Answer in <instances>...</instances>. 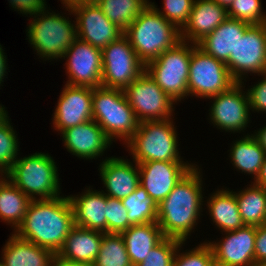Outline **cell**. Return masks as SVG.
I'll use <instances>...</instances> for the list:
<instances>
[{
	"label": "cell",
	"mask_w": 266,
	"mask_h": 266,
	"mask_svg": "<svg viewBox=\"0 0 266 266\" xmlns=\"http://www.w3.org/2000/svg\"><path fill=\"white\" fill-rule=\"evenodd\" d=\"M74 226L73 210L67 197L33 199L22 223L14 231L20 238L51 250L55 255Z\"/></svg>",
	"instance_id": "1"
},
{
	"label": "cell",
	"mask_w": 266,
	"mask_h": 266,
	"mask_svg": "<svg viewBox=\"0 0 266 266\" xmlns=\"http://www.w3.org/2000/svg\"><path fill=\"white\" fill-rule=\"evenodd\" d=\"M199 173L194 166L158 204L156 222L164 237L185 242L197 225L203 202L202 179Z\"/></svg>",
	"instance_id": "2"
},
{
	"label": "cell",
	"mask_w": 266,
	"mask_h": 266,
	"mask_svg": "<svg viewBox=\"0 0 266 266\" xmlns=\"http://www.w3.org/2000/svg\"><path fill=\"white\" fill-rule=\"evenodd\" d=\"M124 35L145 65L181 41L180 30L150 3L124 31Z\"/></svg>",
	"instance_id": "3"
},
{
	"label": "cell",
	"mask_w": 266,
	"mask_h": 266,
	"mask_svg": "<svg viewBox=\"0 0 266 266\" xmlns=\"http://www.w3.org/2000/svg\"><path fill=\"white\" fill-rule=\"evenodd\" d=\"M92 116L111 141L117 137L127 142L140 123L123 90L103 86L93 88Z\"/></svg>",
	"instance_id": "4"
},
{
	"label": "cell",
	"mask_w": 266,
	"mask_h": 266,
	"mask_svg": "<svg viewBox=\"0 0 266 266\" xmlns=\"http://www.w3.org/2000/svg\"><path fill=\"white\" fill-rule=\"evenodd\" d=\"M53 158L45 153H35L17 159L6 173L10 180L29 198L51 199L59 197L58 171Z\"/></svg>",
	"instance_id": "5"
},
{
	"label": "cell",
	"mask_w": 266,
	"mask_h": 266,
	"mask_svg": "<svg viewBox=\"0 0 266 266\" xmlns=\"http://www.w3.org/2000/svg\"><path fill=\"white\" fill-rule=\"evenodd\" d=\"M173 121H142L134 135L126 142L133 161L183 162L177 148V134Z\"/></svg>",
	"instance_id": "6"
},
{
	"label": "cell",
	"mask_w": 266,
	"mask_h": 266,
	"mask_svg": "<svg viewBox=\"0 0 266 266\" xmlns=\"http://www.w3.org/2000/svg\"><path fill=\"white\" fill-rule=\"evenodd\" d=\"M190 45L181 40L145 65V71L175 102L188 96L189 65L193 51L192 43Z\"/></svg>",
	"instance_id": "7"
},
{
	"label": "cell",
	"mask_w": 266,
	"mask_h": 266,
	"mask_svg": "<svg viewBox=\"0 0 266 266\" xmlns=\"http://www.w3.org/2000/svg\"><path fill=\"white\" fill-rule=\"evenodd\" d=\"M34 17L28 26L29 29L27 28L30 44L41 58H62L78 38L76 25L58 13H49L46 10Z\"/></svg>",
	"instance_id": "8"
},
{
	"label": "cell",
	"mask_w": 266,
	"mask_h": 266,
	"mask_svg": "<svg viewBox=\"0 0 266 266\" xmlns=\"http://www.w3.org/2000/svg\"><path fill=\"white\" fill-rule=\"evenodd\" d=\"M236 81L226 63L205 53L193 44L190 58L188 95L208 98L228 90Z\"/></svg>",
	"instance_id": "9"
},
{
	"label": "cell",
	"mask_w": 266,
	"mask_h": 266,
	"mask_svg": "<svg viewBox=\"0 0 266 266\" xmlns=\"http://www.w3.org/2000/svg\"><path fill=\"white\" fill-rule=\"evenodd\" d=\"M145 71L129 39L122 35L102 49V86L126 89Z\"/></svg>",
	"instance_id": "10"
},
{
	"label": "cell",
	"mask_w": 266,
	"mask_h": 266,
	"mask_svg": "<svg viewBox=\"0 0 266 266\" xmlns=\"http://www.w3.org/2000/svg\"><path fill=\"white\" fill-rule=\"evenodd\" d=\"M123 92L139 122L171 118L175 101L157 85L146 71Z\"/></svg>",
	"instance_id": "11"
},
{
	"label": "cell",
	"mask_w": 266,
	"mask_h": 266,
	"mask_svg": "<svg viewBox=\"0 0 266 266\" xmlns=\"http://www.w3.org/2000/svg\"><path fill=\"white\" fill-rule=\"evenodd\" d=\"M226 66L232 78L242 84V75L251 72L262 76L266 72V23L251 25L245 31Z\"/></svg>",
	"instance_id": "12"
},
{
	"label": "cell",
	"mask_w": 266,
	"mask_h": 266,
	"mask_svg": "<svg viewBox=\"0 0 266 266\" xmlns=\"http://www.w3.org/2000/svg\"><path fill=\"white\" fill-rule=\"evenodd\" d=\"M68 59L66 84L96 88L102 86V50L77 38L65 52Z\"/></svg>",
	"instance_id": "13"
},
{
	"label": "cell",
	"mask_w": 266,
	"mask_h": 266,
	"mask_svg": "<svg viewBox=\"0 0 266 266\" xmlns=\"http://www.w3.org/2000/svg\"><path fill=\"white\" fill-rule=\"evenodd\" d=\"M76 18L77 37L94 47L103 49L118 40L124 31L112 23L94 2L82 3L68 8Z\"/></svg>",
	"instance_id": "14"
},
{
	"label": "cell",
	"mask_w": 266,
	"mask_h": 266,
	"mask_svg": "<svg viewBox=\"0 0 266 266\" xmlns=\"http://www.w3.org/2000/svg\"><path fill=\"white\" fill-rule=\"evenodd\" d=\"M241 82H236L228 90L209 97L213 99L210 119L219 129L239 132L249 123V99L243 93Z\"/></svg>",
	"instance_id": "15"
},
{
	"label": "cell",
	"mask_w": 266,
	"mask_h": 266,
	"mask_svg": "<svg viewBox=\"0 0 266 266\" xmlns=\"http://www.w3.org/2000/svg\"><path fill=\"white\" fill-rule=\"evenodd\" d=\"M194 165L183 162L147 161L138 163L140 185L159 204Z\"/></svg>",
	"instance_id": "16"
},
{
	"label": "cell",
	"mask_w": 266,
	"mask_h": 266,
	"mask_svg": "<svg viewBox=\"0 0 266 266\" xmlns=\"http://www.w3.org/2000/svg\"><path fill=\"white\" fill-rule=\"evenodd\" d=\"M257 226L244 225L218 243L208 244L214 254L215 266H252L255 263V239ZM228 234V235H227Z\"/></svg>",
	"instance_id": "17"
},
{
	"label": "cell",
	"mask_w": 266,
	"mask_h": 266,
	"mask_svg": "<svg viewBox=\"0 0 266 266\" xmlns=\"http://www.w3.org/2000/svg\"><path fill=\"white\" fill-rule=\"evenodd\" d=\"M93 88L65 84L54 111L53 125L61 133L93 119Z\"/></svg>",
	"instance_id": "18"
},
{
	"label": "cell",
	"mask_w": 266,
	"mask_h": 266,
	"mask_svg": "<svg viewBox=\"0 0 266 266\" xmlns=\"http://www.w3.org/2000/svg\"><path fill=\"white\" fill-rule=\"evenodd\" d=\"M64 146L72 155L83 159L102 156L112 141L93 119L68 128L62 133Z\"/></svg>",
	"instance_id": "19"
},
{
	"label": "cell",
	"mask_w": 266,
	"mask_h": 266,
	"mask_svg": "<svg viewBox=\"0 0 266 266\" xmlns=\"http://www.w3.org/2000/svg\"><path fill=\"white\" fill-rule=\"evenodd\" d=\"M227 18V9L213 0H194L188 21L180 30L181 40L197 44Z\"/></svg>",
	"instance_id": "20"
},
{
	"label": "cell",
	"mask_w": 266,
	"mask_h": 266,
	"mask_svg": "<svg viewBox=\"0 0 266 266\" xmlns=\"http://www.w3.org/2000/svg\"><path fill=\"white\" fill-rule=\"evenodd\" d=\"M122 158L111 157L100 164V175L106 187L105 195L116 199L128 197L140 184L139 168Z\"/></svg>",
	"instance_id": "21"
},
{
	"label": "cell",
	"mask_w": 266,
	"mask_h": 266,
	"mask_svg": "<svg viewBox=\"0 0 266 266\" xmlns=\"http://www.w3.org/2000/svg\"><path fill=\"white\" fill-rule=\"evenodd\" d=\"M251 25L228 17L214 31L208 34L197 46L205 53L217 60L226 63L231 54H234L239 38Z\"/></svg>",
	"instance_id": "22"
},
{
	"label": "cell",
	"mask_w": 266,
	"mask_h": 266,
	"mask_svg": "<svg viewBox=\"0 0 266 266\" xmlns=\"http://www.w3.org/2000/svg\"><path fill=\"white\" fill-rule=\"evenodd\" d=\"M82 196H68L74 217V225L107 233L106 195L104 191L85 190Z\"/></svg>",
	"instance_id": "23"
},
{
	"label": "cell",
	"mask_w": 266,
	"mask_h": 266,
	"mask_svg": "<svg viewBox=\"0 0 266 266\" xmlns=\"http://www.w3.org/2000/svg\"><path fill=\"white\" fill-rule=\"evenodd\" d=\"M103 234L74 225L57 255L72 262L93 264L100 250Z\"/></svg>",
	"instance_id": "24"
},
{
	"label": "cell",
	"mask_w": 266,
	"mask_h": 266,
	"mask_svg": "<svg viewBox=\"0 0 266 266\" xmlns=\"http://www.w3.org/2000/svg\"><path fill=\"white\" fill-rule=\"evenodd\" d=\"M4 266H50L55 254L46 248L20 238L15 233L3 249Z\"/></svg>",
	"instance_id": "25"
},
{
	"label": "cell",
	"mask_w": 266,
	"mask_h": 266,
	"mask_svg": "<svg viewBox=\"0 0 266 266\" xmlns=\"http://www.w3.org/2000/svg\"><path fill=\"white\" fill-rule=\"evenodd\" d=\"M121 235L132 266L143 262L146 255L164 238L157 222L132 225Z\"/></svg>",
	"instance_id": "26"
},
{
	"label": "cell",
	"mask_w": 266,
	"mask_h": 266,
	"mask_svg": "<svg viewBox=\"0 0 266 266\" xmlns=\"http://www.w3.org/2000/svg\"><path fill=\"white\" fill-rule=\"evenodd\" d=\"M212 221L223 232L233 231L242 228V222L235 192L219 190L212 194L207 202Z\"/></svg>",
	"instance_id": "27"
},
{
	"label": "cell",
	"mask_w": 266,
	"mask_h": 266,
	"mask_svg": "<svg viewBox=\"0 0 266 266\" xmlns=\"http://www.w3.org/2000/svg\"><path fill=\"white\" fill-rule=\"evenodd\" d=\"M32 201L10 180L0 184V218L9 223L14 230L22 223L28 206Z\"/></svg>",
	"instance_id": "28"
},
{
	"label": "cell",
	"mask_w": 266,
	"mask_h": 266,
	"mask_svg": "<svg viewBox=\"0 0 266 266\" xmlns=\"http://www.w3.org/2000/svg\"><path fill=\"white\" fill-rule=\"evenodd\" d=\"M230 156L234 167L247 174H253L254 180L258 176L266 153L259 145L253 134L237 140L230 149Z\"/></svg>",
	"instance_id": "29"
},
{
	"label": "cell",
	"mask_w": 266,
	"mask_h": 266,
	"mask_svg": "<svg viewBox=\"0 0 266 266\" xmlns=\"http://www.w3.org/2000/svg\"><path fill=\"white\" fill-rule=\"evenodd\" d=\"M239 213L245 225L261 226L266 223V189L256 184L235 192Z\"/></svg>",
	"instance_id": "30"
},
{
	"label": "cell",
	"mask_w": 266,
	"mask_h": 266,
	"mask_svg": "<svg viewBox=\"0 0 266 266\" xmlns=\"http://www.w3.org/2000/svg\"><path fill=\"white\" fill-rule=\"evenodd\" d=\"M105 16L125 31L149 5L148 0H95Z\"/></svg>",
	"instance_id": "31"
},
{
	"label": "cell",
	"mask_w": 266,
	"mask_h": 266,
	"mask_svg": "<svg viewBox=\"0 0 266 266\" xmlns=\"http://www.w3.org/2000/svg\"><path fill=\"white\" fill-rule=\"evenodd\" d=\"M127 209L128 219L132 225L157 221L158 204L139 184L128 197L121 199Z\"/></svg>",
	"instance_id": "32"
},
{
	"label": "cell",
	"mask_w": 266,
	"mask_h": 266,
	"mask_svg": "<svg viewBox=\"0 0 266 266\" xmlns=\"http://www.w3.org/2000/svg\"><path fill=\"white\" fill-rule=\"evenodd\" d=\"M93 266H132L121 234H103Z\"/></svg>",
	"instance_id": "33"
},
{
	"label": "cell",
	"mask_w": 266,
	"mask_h": 266,
	"mask_svg": "<svg viewBox=\"0 0 266 266\" xmlns=\"http://www.w3.org/2000/svg\"><path fill=\"white\" fill-rule=\"evenodd\" d=\"M18 140L9 121V116L0 123V174L6 176L13 163L18 159Z\"/></svg>",
	"instance_id": "34"
},
{
	"label": "cell",
	"mask_w": 266,
	"mask_h": 266,
	"mask_svg": "<svg viewBox=\"0 0 266 266\" xmlns=\"http://www.w3.org/2000/svg\"><path fill=\"white\" fill-rule=\"evenodd\" d=\"M261 10L260 0H234L227 9V14L230 18L250 25H261L266 23V14Z\"/></svg>",
	"instance_id": "35"
},
{
	"label": "cell",
	"mask_w": 266,
	"mask_h": 266,
	"mask_svg": "<svg viewBox=\"0 0 266 266\" xmlns=\"http://www.w3.org/2000/svg\"><path fill=\"white\" fill-rule=\"evenodd\" d=\"M182 244L184 242L179 239L164 237L136 266H172L175 253Z\"/></svg>",
	"instance_id": "36"
},
{
	"label": "cell",
	"mask_w": 266,
	"mask_h": 266,
	"mask_svg": "<svg viewBox=\"0 0 266 266\" xmlns=\"http://www.w3.org/2000/svg\"><path fill=\"white\" fill-rule=\"evenodd\" d=\"M106 221L107 233L121 234L132 226L128 219L127 209L123 206L121 199L106 195Z\"/></svg>",
	"instance_id": "37"
},
{
	"label": "cell",
	"mask_w": 266,
	"mask_h": 266,
	"mask_svg": "<svg viewBox=\"0 0 266 266\" xmlns=\"http://www.w3.org/2000/svg\"><path fill=\"white\" fill-rule=\"evenodd\" d=\"M180 247L175 253L172 266H215L213 250L207 242L178 255Z\"/></svg>",
	"instance_id": "38"
},
{
	"label": "cell",
	"mask_w": 266,
	"mask_h": 266,
	"mask_svg": "<svg viewBox=\"0 0 266 266\" xmlns=\"http://www.w3.org/2000/svg\"><path fill=\"white\" fill-rule=\"evenodd\" d=\"M193 3L194 0H164V10L162 12L150 2L159 14L167 21L173 23L179 30L187 23Z\"/></svg>",
	"instance_id": "39"
},
{
	"label": "cell",
	"mask_w": 266,
	"mask_h": 266,
	"mask_svg": "<svg viewBox=\"0 0 266 266\" xmlns=\"http://www.w3.org/2000/svg\"><path fill=\"white\" fill-rule=\"evenodd\" d=\"M265 78L262 81L258 82V84L252 86V88L248 89V99H249V107L252 111L266 112V72L263 74Z\"/></svg>",
	"instance_id": "40"
},
{
	"label": "cell",
	"mask_w": 266,
	"mask_h": 266,
	"mask_svg": "<svg viewBox=\"0 0 266 266\" xmlns=\"http://www.w3.org/2000/svg\"><path fill=\"white\" fill-rule=\"evenodd\" d=\"M10 3L17 11L30 16H35L47 8L45 7V0H10Z\"/></svg>",
	"instance_id": "41"
},
{
	"label": "cell",
	"mask_w": 266,
	"mask_h": 266,
	"mask_svg": "<svg viewBox=\"0 0 266 266\" xmlns=\"http://www.w3.org/2000/svg\"><path fill=\"white\" fill-rule=\"evenodd\" d=\"M266 261V223L257 226L255 239V263Z\"/></svg>",
	"instance_id": "42"
},
{
	"label": "cell",
	"mask_w": 266,
	"mask_h": 266,
	"mask_svg": "<svg viewBox=\"0 0 266 266\" xmlns=\"http://www.w3.org/2000/svg\"><path fill=\"white\" fill-rule=\"evenodd\" d=\"M50 266H93V264L72 262V261L60 258L58 255H55L51 261Z\"/></svg>",
	"instance_id": "43"
},
{
	"label": "cell",
	"mask_w": 266,
	"mask_h": 266,
	"mask_svg": "<svg viewBox=\"0 0 266 266\" xmlns=\"http://www.w3.org/2000/svg\"><path fill=\"white\" fill-rule=\"evenodd\" d=\"M254 184L266 189V156L261 166L260 172L253 182Z\"/></svg>",
	"instance_id": "44"
},
{
	"label": "cell",
	"mask_w": 266,
	"mask_h": 266,
	"mask_svg": "<svg viewBox=\"0 0 266 266\" xmlns=\"http://www.w3.org/2000/svg\"><path fill=\"white\" fill-rule=\"evenodd\" d=\"M255 139L258 141L259 145L264 149L266 153V126L263 128H260L259 131L253 135Z\"/></svg>",
	"instance_id": "45"
},
{
	"label": "cell",
	"mask_w": 266,
	"mask_h": 266,
	"mask_svg": "<svg viewBox=\"0 0 266 266\" xmlns=\"http://www.w3.org/2000/svg\"><path fill=\"white\" fill-rule=\"evenodd\" d=\"M4 50L2 49V46L0 45V85L3 82L5 73H6V56L4 55L5 53L3 52Z\"/></svg>",
	"instance_id": "46"
},
{
	"label": "cell",
	"mask_w": 266,
	"mask_h": 266,
	"mask_svg": "<svg viewBox=\"0 0 266 266\" xmlns=\"http://www.w3.org/2000/svg\"><path fill=\"white\" fill-rule=\"evenodd\" d=\"M95 0H62V3L64 6H66L67 10L68 8H72L75 5L82 4V3H88V2H94Z\"/></svg>",
	"instance_id": "47"
},
{
	"label": "cell",
	"mask_w": 266,
	"mask_h": 266,
	"mask_svg": "<svg viewBox=\"0 0 266 266\" xmlns=\"http://www.w3.org/2000/svg\"><path fill=\"white\" fill-rule=\"evenodd\" d=\"M213 1L219 4L220 6H223L226 9H228L234 0H213Z\"/></svg>",
	"instance_id": "48"
},
{
	"label": "cell",
	"mask_w": 266,
	"mask_h": 266,
	"mask_svg": "<svg viewBox=\"0 0 266 266\" xmlns=\"http://www.w3.org/2000/svg\"><path fill=\"white\" fill-rule=\"evenodd\" d=\"M252 266H266V261L261 263H254Z\"/></svg>",
	"instance_id": "49"
},
{
	"label": "cell",
	"mask_w": 266,
	"mask_h": 266,
	"mask_svg": "<svg viewBox=\"0 0 266 266\" xmlns=\"http://www.w3.org/2000/svg\"><path fill=\"white\" fill-rule=\"evenodd\" d=\"M4 180H5V177H2V178L0 179V184H1Z\"/></svg>",
	"instance_id": "50"
}]
</instances>
